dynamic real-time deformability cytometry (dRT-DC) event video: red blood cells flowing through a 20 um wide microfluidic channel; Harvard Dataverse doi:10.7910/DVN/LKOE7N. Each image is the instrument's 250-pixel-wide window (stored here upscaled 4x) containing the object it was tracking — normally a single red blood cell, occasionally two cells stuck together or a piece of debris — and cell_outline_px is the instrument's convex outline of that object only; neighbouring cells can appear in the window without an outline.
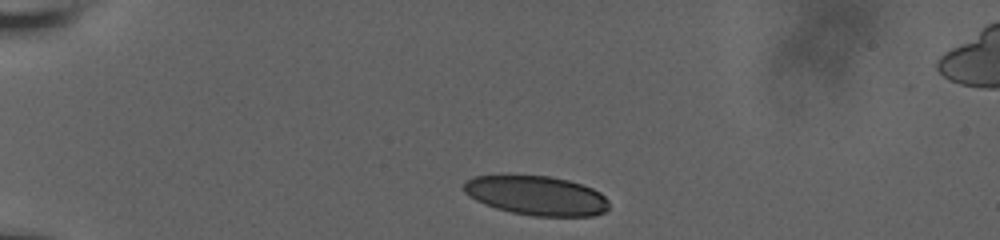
{"species": "human", "species_latin": "Homo sapiens", "temperature_condition": "room temperature", "stored_images_in_passage": 7, "camera_frame_rate_fps": 3000, "um_per_image_px": 0.085, "donor": {"sex": "male"}, "frame": {"image": 1, "passage_image": 1, "time_ms": 0.0, "image_size_px": [1000, 240], "cell_outline_px": [[608, 208], [604, 212], [592, 216], [532, 216], [512, 212], [496, 208], [484, 204], [468, 196], [464, 192], [464, 184], [472, 176], [504, 172], [548, 176], [568, 180], [592, 188], [600, 192], [608, 200]], "centroid_in_image_um": [45.53, 16.57], "position_along_channel_um": 39.5, "area_um2": 34.16}}
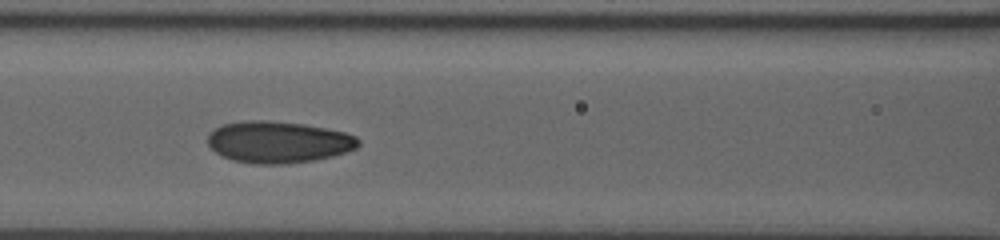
{"frame": {"image": 2, "passage_image": 5, "time_ms": 4.333, "image_size_px": [1000, 240], "cell_outline_px": [[360, 144], [356, 148], [332, 156], [312, 160], [284, 164], [252, 164], [232, 160], [216, 152], [208, 144], [208, 136], [220, 124], [244, 120], [264, 120], [304, 124], [344, 132], [356, 136], [360, 140]], "centroid_in_image_um": [23.64, 12.07], "position_along_channel_um": 143.0, "area_um2": 36.47}}
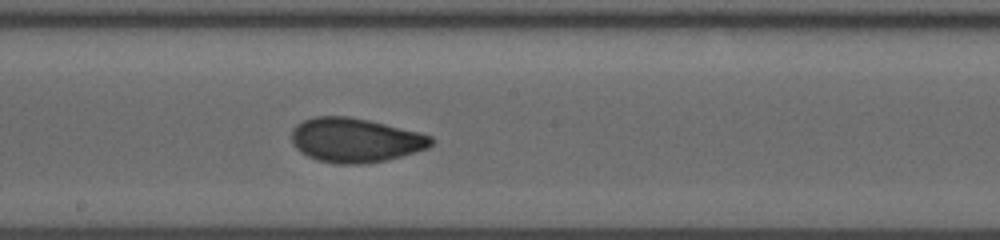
{"frame": {"image": 3, "passage_image": 7, "time_ms": 6.333, "image_size_px": [1000, 240], "cell_outline_px": [[432, 144], [428, 148], [400, 156], [384, 160], [360, 164], [336, 164], [316, 160], [300, 152], [296, 148], [292, 140], [292, 128], [296, 124], [304, 120], [316, 116], [348, 116], [368, 120], [432, 136]], "centroid_in_image_um": [30.14, 11.91], "position_along_channel_um": 218.1, "area_um2": 35.72}}